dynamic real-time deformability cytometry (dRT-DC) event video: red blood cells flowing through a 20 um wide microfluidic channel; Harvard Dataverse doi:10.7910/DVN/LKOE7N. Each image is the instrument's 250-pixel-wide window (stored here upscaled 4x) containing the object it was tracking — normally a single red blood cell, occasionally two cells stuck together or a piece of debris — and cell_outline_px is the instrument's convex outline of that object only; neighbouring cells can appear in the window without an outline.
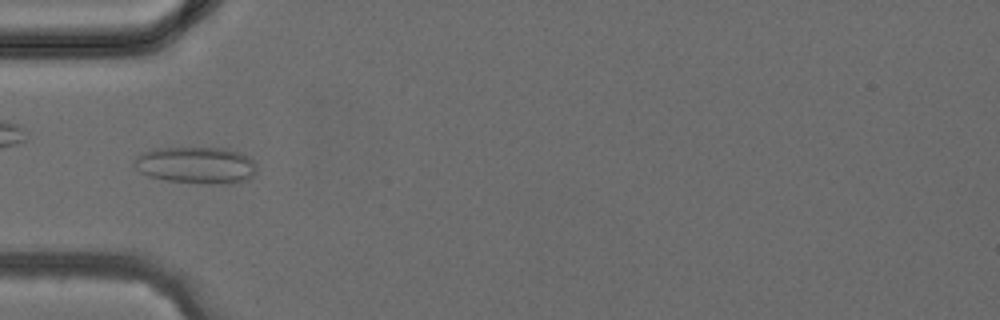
{"species": "common noctule bat (a hibernating species)", "species_latin": "Nyctalus noctula", "temperature_condition": "cold", "stored_images_in_passage": 38, "camera_frame_rate_fps": 3000, "um_per_image_px": 0.085, "animal": {"sex": "female", "body_mass_g": 24.6, "forearm_length_mm": 56.2}, "frame": {"image": 1, "passage_image": 12, "time_ms": 3.667, "image_size_px": [1000, 320], "cell_outline_px": [[256, 172], [248, 180], [232, 184], [208, 184], [168, 180], [148, 176], [140, 172], [132, 164], [132, 160], [140, 152], [156, 148], [224, 148], [240, 152], [248, 156], [252, 160], [256, 168]], "centroid_in_image_um": [16.65, 14.04], "position_along_channel_um": 68.3, "area_um2": 26.59}}
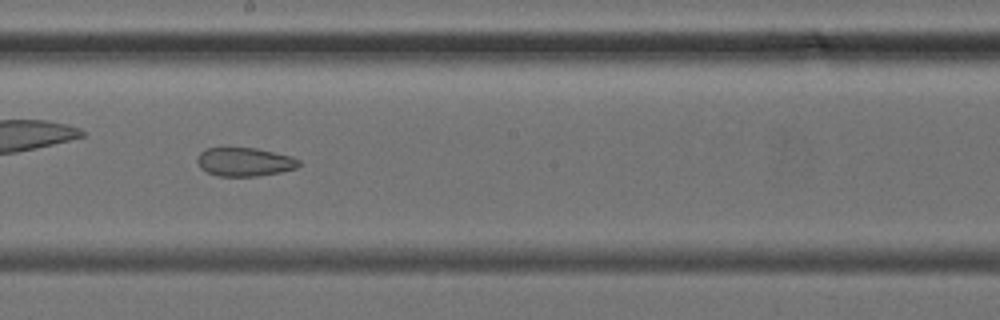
{"frame": {"image": 2, "passage_image": 21, "time_ms": 6.667, "image_size_px": [1000, 320], "cell_outline_px": [[300, 164], [296, 168], [280, 172], [256, 176], [220, 176], [208, 172], [200, 168], [196, 160], [200, 152], [204, 148], [256, 148], [292, 156], [300, 160]], "centroid_in_image_um": [20.78, 13.75], "position_along_channel_um": 227.4, "area_um2": 16.94}}
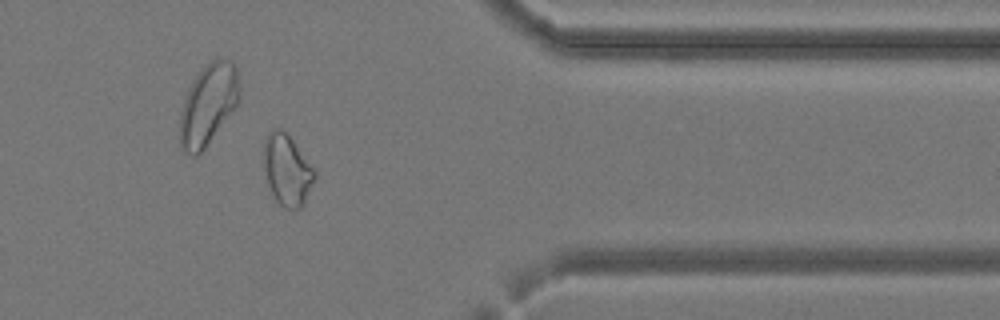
{"frame": {"image": 3, "passage_image": 31, "time_ms": 10.0, "image_size_px": [1000, 320], "cell_outline_px": [[316, 180], [300, 208], [284, 208], [268, 196], [260, 164], [264, 144], [268, 132], [276, 128], [280, 128], [292, 140], [316, 172]], "centroid_in_image_um": [24.3, 14.5], "position_along_channel_um": 387.1, "area_um2": 21.91}}